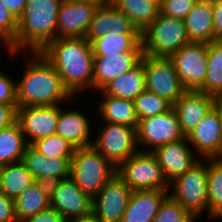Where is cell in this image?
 Instances as JSON below:
<instances>
[{
	"mask_svg": "<svg viewBox=\"0 0 222 222\" xmlns=\"http://www.w3.org/2000/svg\"><path fill=\"white\" fill-rule=\"evenodd\" d=\"M116 174L132 191L169 190L157 157L152 152L138 151L116 167Z\"/></svg>",
	"mask_w": 222,
	"mask_h": 222,
	"instance_id": "cell-7",
	"label": "cell"
},
{
	"mask_svg": "<svg viewBox=\"0 0 222 222\" xmlns=\"http://www.w3.org/2000/svg\"><path fill=\"white\" fill-rule=\"evenodd\" d=\"M29 55L26 54L28 59L23 76L16 81L18 107L63 105L72 101L74 97L43 54L31 52Z\"/></svg>",
	"mask_w": 222,
	"mask_h": 222,
	"instance_id": "cell-2",
	"label": "cell"
},
{
	"mask_svg": "<svg viewBox=\"0 0 222 222\" xmlns=\"http://www.w3.org/2000/svg\"><path fill=\"white\" fill-rule=\"evenodd\" d=\"M0 104H17L16 81L0 70Z\"/></svg>",
	"mask_w": 222,
	"mask_h": 222,
	"instance_id": "cell-39",
	"label": "cell"
},
{
	"mask_svg": "<svg viewBox=\"0 0 222 222\" xmlns=\"http://www.w3.org/2000/svg\"><path fill=\"white\" fill-rule=\"evenodd\" d=\"M72 157L47 158L31 145H27L21 162L36 181L46 184L70 177Z\"/></svg>",
	"mask_w": 222,
	"mask_h": 222,
	"instance_id": "cell-19",
	"label": "cell"
},
{
	"mask_svg": "<svg viewBox=\"0 0 222 222\" xmlns=\"http://www.w3.org/2000/svg\"><path fill=\"white\" fill-rule=\"evenodd\" d=\"M214 107V97L198 90H186L172 108L186 137Z\"/></svg>",
	"mask_w": 222,
	"mask_h": 222,
	"instance_id": "cell-20",
	"label": "cell"
},
{
	"mask_svg": "<svg viewBox=\"0 0 222 222\" xmlns=\"http://www.w3.org/2000/svg\"><path fill=\"white\" fill-rule=\"evenodd\" d=\"M169 191V195L195 218L199 220L204 212L208 218L206 158L170 182Z\"/></svg>",
	"mask_w": 222,
	"mask_h": 222,
	"instance_id": "cell-6",
	"label": "cell"
},
{
	"mask_svg": "<svg viewBox=\"0 0 222 222\" xmlns=\"http://www.w3.org/2000/svg\"><path fill=\"white\" fill-rule=\"evenodd\" d=\"M105 1H65L58 10L57 39L85 37L99 5Z\"/></svg>",
	"mask_w": 222,
	"mask_h": 222,
	"instance_id": "cell-14",
	"label": "cell"
},
{
	"mask_svg": "<svg viewBox=\"0 0 222 222\" xmlns=\"http://www.w3.org/2000/svg\"><path fill=\"white\" fill-rule=\"evenodd\" d=\"M73 222H102V221L96 218L93 214H91L89 216L73 220Z\"/></svg>",
	"mask_w": 222,
	"mask_h": 222,
	"instance_id": "cell-45",
	"label": "cell"
},
{
	"mask_svg": "<svg viewBox=\"0 0 222 222\" xmlns=\"http://www.w3.org/2000/svg\"><path fill=\"white\" fill-rule=\"evenodd\" d=\"M141 61L144 64L146 90L173 106L186 89L178 78L172 59L142 54Z\"/></svg>",
	"mask_w": 222,
	"mask_h": 222,
	"instance_id": "cell-9",
	"label": "cell"
},
{
	"mask_svg": "<svg viewBox=\"0 0 222 222\" xmlns=\"http://www.w3.org/2000/svg\"><path fill=\"white\" fill-rule=\"evenodd\" d=\"M31 146L47 158L73 157L76 149L66 139L57 134L38 139Z\"/></svg>",
	"mask_w": 222,
	"mask_h": 222,
	"instance_id": "cell-35",
	"label": "cell"
},
{
	"mask_svg": "<svg viewBox=\"0 0 222 222\" xmlns=\"http://www.w3.org/2000/svg\"><path fill=\"white\" fill-rule=\"evenodd\" d=\"M16 34L17 19L5 8L0 0V48L7 50L10 57L23 54V52H15Z\"/></svg>",
	"mask_w": 222,
	"mask_h": 222,
	"instance_id": "cell-36",
	"label": "cell"
},
{
	"mask_svg": "<svg viewBox=\"0 0 222 222\" xmlns=\"http://www.w3.org/2000/svg\"><path fill=\"white\" fill-rule=\"evenodd\" d=\"M207 75L198 91L216 97L222 94V40L208 43Z\"/></svg>",
	"mask_w": 222,
	"mask_h": 222,
	"instance_id": "cell-33",
	"label": "cell"
},
{
	"mask_svg": "<svg viewBox=\"0 0 222 222\" xmlns=\"http://www.w3.org/2000/svg\"><path fill=\"white\" fill-rule=\"evenodd\" d=\"M142 53L154 57H171L188 44L185 22L159 14L141 33Z\"/></svg>",
	"mask_w": 222,
	"mask_h": 222,
	"instance_id": "cell-5",
	"label": "cell"
},
{
	"mask_svg": "<svg viewBox=\"0 0 222 222\" xmlns=\"http://www.w3.org/2000/svg\"><path fill=\"white\" fill-rule=\"evenodd\" d=\"M17 222H23L50 207L49 184L35 181L14 199Z\"/></svg>",
	"mask_w": 222,
	"mask_h": 222,
	"instance_id": "cell-26",
	"label": "cell"
},
{
	"mask_svg": "<svg viewBox=\"0 0 222 222\" xmlns=\"http://www.w3.org/2000/svg\"><path fill=\"white\" fill-rule=\"evenodd\" d=\"M98 128L92 146L115 167L139 151L136 128L109 122Z\"/></svg>",
	"mask_w": 222,
	"mask_h": 222,
	"instance_id": "cell-8",
	"label": "cell"
},
{
	"mask_svg": "<svg viewBox=\"0 0 222 222\" xmlns=\"http://www.w3.org/2000/svg\"><path fill=\"white\" fill-rule=\"evenodd\" d=\"M214 106L219 111L222 117V94L214 97Z\"/></svg>",
	"mask_w": 222,
	"mask_h": 222,
	"instance_id": "cell-46",
	"label": "cell"
},
{
	"mask_svg": "<svg viewBox=\"0 0 222 222\" xmlns=\"http://www.w3.org/2000/svg\"><path fill=\"white\" fill-rule=\"evenodd\" d=\"M27 145L17 121L0 129V166L20 162Z\"/></svg>",
	"mask_w": 222,
	"mask_h": 222,
	"instance_id": "cell-32",
	"label": "cell"
},
{
	"mask_svg": "<svg viewBox=\"0 0 222 222\" xmlns=\"http://www.w3.org/2000/svg\"><path fill=\"white\" fill-rule=\"evenodd\" d=\"M190 42L210 43L214 41L212 0H198L184 19Z\"/></svg>",
	"mask_w": 222,
	"mask_h": 222,
	"instance_id": "cell-24",
	"label": "cell"
},
{
	"mask_svg": "<svg viewBox=\"0 0 222 222\" xmlns=\"http://www.w3.org/2000/svg\"><path fill=\"white\" fill-rule=\"evenodd\" d=\"M5 8L18 20L25 9L27 0H1Z\"/></svg>",
	"mask_w": 222,
	"mask_h": 222,
	"instance_id": "cell-44",
	"label": "cell"
},
{
	"mask_svg": "<svg viewBox=\"0 0 222 222\" xmlns=\"http://www.w3.org/2000/svg\"><path fill=\"white\" fill-rule=\"evenodd\" d=\"M97 92L100 93V98H102L96 104L98 105L96 111L101 117V123L109 122L137 128L138 118L133 100L113 97L107 95L103 90Z\"/></svg>",
	"mask_w": 222,
	"mask_h": 222,
	"instance_id": "cell-25",
	"label": "cell"
},
{
	"mask_svg": "<svg viewBox=\"0 0 222 222\" xmlns=\"http://www.w3.org/2000/svg\"><path fill=\"white\" fill-rule=\"evenodd\" d=\"M214 41L222 40V0H212Z\"/></svg>",
	"mask_w": 222,
	"mask_h": 222,
	"instance_id": "cell-43",
	"label": "cell"
},
{
	"mask_svg": "<svg viewBox=\"0 0 222 222\" xmlns=\"http://www.w3.org/2000/svg\"><path fill=\"white\" fill-rule=\"evenodd\" d=\"M208 219H222V158H206Z\"/></svg>",
	"mask_w": 222,
	"mask_h": 222,
	"instance_id": "cell-30",
	"label": "cell"
},
{
	"mask_svg": "<svg viewBox=\"0 0 222 222\" xmlns=\"http://www.w3.org/2000/svg\"><path fill=\"white\" fill-rule=\"evenodd\" d=\"M136 134L138 149L143 152H152L161 145L176 142L185 137L173 108L163 114L140 119Z\"/></svg>",
	"mask_w": 222,
	"mask_h": 222,
	"instance_id": "cell-10",
	"label": "cell"
},
{
	"mask_svg": "<svg viewBox=\"0 0 222 222\" xmlns=\"http://www.w3.org/2000/svg\"><path fill=\"white\" fill-rule=\"evenodd\" d=\"M200 158H222V117L215 106L187 136Z\"/></svg>",
	"mask_w": 222,
	"mask_h": 222,
	"instance_id": "cell-16",
	"label": "cell"
},
{
	"mask_svg": "<svg viewBox=\"0 0 222 222\" xmlns=\"http://www.w3.org/2000/svg\"><path fill=\"white\" fill-rule=\"evenodd\" d=\"M152 153L157 157L163 175L168 183L184 174L201 158L194 152L187 137L157 147Z\"/></svg>",
	"mask_w": 222,
	"mask_h": 222,
	"instance_id": "cell-17",
	"label": "cell"
},
{
	"mask_svg": "<svg viewBox=\"0 0 222 222\" xmlns=\"http://www.w3.org/2000/svg\"><path fill=\"white\" fill-rule=\"evenodd\" d=\"M65 1H106V0H65Z\"/></svg>",
	"mask_w": 222,
	"mask_h": 222,
	"instance_id": "cell-47",
	"label": "cell"
},
{
	"mask_svg": "<svg viewBox=\"0 0 222 222\" xmlns=\"http://www.w3.org/2000/svg\"><path fill=\"white\" fill-rule=\"evenodd\" d=\"M189 211L168 195L160 205L153 222H197Z\"/></svg>",
	"mask_w": 222,
	"mask_h": 222,
	"instance_id": "cell-37",
	"label": "cell"
},
{
	"mask_svg": "<svg viewBox=\"0 0 222 222\" xmlns=\"http://www.w3.org/2000/svg\"><path fill=\"white\" fill-rule=\"evenodd\" d=\"M132 190L115 174L92 198V214L102 222H121Z\"/></svg>",
	"mask_w": 222,
	"mask_h": 222,
	"instance_id": "cell-13",
	"label": "cell"
},
{
	"mask_svg": "<svg viewBox=\"0 0 222 222\" xmlns=\"http://www.w3.org/2000/svg\"><path fill=\"white\" fill-rule=\"evenodd\" d=\"M169 190L132 191L121 222H153Z\"/></svg>",
	"mask_w": 222,
	"mask_h": 222,
	"instance_id": "cell-23",
	"label": "cell"
},
{
	"mask_svg": "<svg viewBox=\"0 0 222 222\" xmlns=\"http://www.w3.org/2000/svg\"><path fill=\"white\" fill-rule=\"evenodd\" d=\"M133 101L138 121L143 118L163 114L172 108V105L165 99L146 89Z\"/></svg>",
	"mask_w": 222,
	"mask_h": 222,
	"instance_id": "cell-34",
	"label": "cell"
},
{
	"mask_svg": "<svg viewBox=\"0 0 222 222\" xmlns=\"http://www.w3.org/2000/svg\"><path fill=\"white\" fill-rule=\"evenodd\" d=\"M116 174V167L92 145L76 148L70 178L92 198Z\"/></svg>",
	"mask_w": 222,
	"mask_h": 222,
	"instance_id": "cell-4",
	"label": "cell"
},
{
	"mask_svg": "<svg viewBox=\"0 0 222 222\" xmlns=\"http://www.w3.org/2000/svg\"><path fill=\"white\" fill-rule=\"evenodd\" d=\"M50 207L66 221L92 214V197L81 190L69 177L49 184Z\"/></svg>",
	"mask_w": 222,
	"mask_h": 222,
	"instance_id": "cell-11",
	"label": "cell"
},
{
	"mask_svg": "<svg viewBox=\"0 0 222 222\" xmlns=\"http://www.w3.org/2000/svg\"><path fill=\"white\" fill-rule=\"evenodd\" d=\"M0 222H17L14 199L0 192Z\"/></svg>",
	"mask_w": 222,
	"mask_h": 222,
	"instance_id": "cell-40",
	"label": "cell"
},
{
	"mask_svg": "<svg viewBox=\"0 0 222 222\" xmlns=\"http://www.w3.org/2000/svg\"><path fill=\"white\" fill-rule=\"evenodd\" d=\"M40 52L56 69L74 99L85 91H93L94 54L85 37L58 38Z\"/></svg>",
	"mask_w": 222,
	"mask_h": 222,
	"instance_id": "cell-1",
	"label": "cell"
},
{
	"mask_svg": "<svg viewBox=\"0 0 222 222\" xmlns=\"http://www.w3.org/2000/svg\"><path fill=\"white\" fill-rule=\"evenodd\" d=\"M145 89L144 64L140 61L131 70L110 81L102 90L113 97L134 100Z\"/></svg>",
	"mask_w": 222,
	"mask_h": 222,
	"instance_id": "cell-27",
	"label": "cell"
},
{
	"mask_svg": "<svg viewBox=\"0 0 222 222\" xmlns=\"http://www.w3.org/2000/svg\"><path fill=\"white\" fill-rule=\"evenodd\" d=\"M141 33L160 14V0H110Z\"/></svg>",
	"mask_w": 222,
	"mask_h": 222,
	"instance_id": "cell-28",
	"label": "cell"
},
{
	"mask_svg": "<svg viewBox=\"0 0 222 222\" xmlns=\"http://www.w3.org/2000/svg\"><path fill=\"white\" fill-rule=\"evenodd\" d=\"M23 222H66V220L56 210L49 207L27 218Z\"/></svg>",
	"mask_w": 222,
	"mask_h": 222,
	"instance_id": "cell-42",
	"label": "cell"
},
{
	"mask_svg": "<svg viewBox=\"0 0 222 222\" xmlns=\"http://www.w3.org/2000/svg\"><path fill=\"white\" fill-rule=\"evenodd\" d=\"M58 119L59 105L17 108V122L28 145L56 134Z\"/></svg>",
	"mask_w": 222,
	"mask_h": 222,
	"instance_id": "cell-15",
	"label": "cell"
},
{
	"mask_svg": "<svg viewBox=\"0 0 222 222\" xmlns=\"http://www.w3.org/2000/svg\"><path fill=\"white\" fill-rule=\"evenodd\" d=\"M59 105V119L56 134L66 139L75 148L91 146L93 131L90 120L83 110L68 109Z\"/></svg>",
	"mask_w": 222,
	"mask_h": 222,
	"instance_id": "cell-22",
	"label": "cell"
},
{
	"mask_svg": "<svg viewBox=\"0 0 222 222\" xmlns=\"http://www.w3.org/2000/svg\"><path fill=\"white\" fill-rule=\"evenodd\" d=\"M94 56H110L123 52H142L141 34H108L92 43Z\"/></svg>",
	"mask_w": 222,
	"mask_h": 222,
	"instance_id": "cell-29",
	"label": "cell"
},
{
	"mask_svg": "<svg viewBox=\"0 0 222 222\" xmlns=\"http://www.w3.org/2000/svg\"><path fill=\"white\" fill-rule=\"evenodd\" d=\"M62 0H27L17 20L15 52H40L57 39L58 10ZM27 51V52H26Z\"/></svg>",
	"mask_w": 222,
	"mask_h": 222,
	"instance_id": "cell-3",
	"label": "cell"
},
{
	"mask_svg": "<svg viewBox=\"0 0 222 222\" xmlns=\"http://www.w3.org/2000/svg\"><path fill=\"white\" fill-rule=\"evenodd\" d=\"M18 104H0V129L17 121Z\"/></svg>",
	"mask_w": 222,
	"mask_h": 222,
	"instance_id": "cell-41",
	"label": "cell"
},
{
	"mask_svg": "<svg viewBox=\"0 0 222 222\" xmlns=\"http://www.w3.org/2000/svg\"><path fill=\"white\" fill-rule=\"evenodd\" d=\"M198 0H160V13L184 20Z\"/></svg>",
	"mask_w": 222,
	"mask_h": 222,
	"instance_id": "cell-38",
	"label": "cell"
},
{
	"mask_svg": "<svg viewBox=\"0 0 222 222\" xmlns=\"http://www.w3.org/2000/svg\"><path fill=\"white\" fill-rule=\"evenodd\" d=\"M207 47L208 43L189 42L170 57L186 90H198L205 82Z\"/></svg>",
	"mask_w": 222,
	"mask_h": 222,
	"instance_id": "cell-12",
	"label": "cell"
},
{
	"mask_svg": "<svg viewBox=\"0 0 222 222\" xmlns=\"http://www.w3.org/2000/svg\"><path fill=\"white\" fill-rule=\"evenodd\" d=\"M141 34L131 20L118 10L111 1L101 3L90 22L85 38L92 43L108 34Z\"/></svg>",
	"mask_w": 222,
	"mask_h": 222,
	"instance_id": "cell-18",
	"label": "cell"
},
{
	"mask_svg": "<svg viewBox=\"0 0 222 222\" xmlns=\"http://www.w3.org/2000/svg\"><path fill=\"white\" fill-rule=\"evenodd\" d=\"M36 180L20 161L0 167V192L15 199Z\"/></svg>",
	"mask_w": 222,
	"mask_h": 222,
	"instance_id": "cell-31",
	"label": "cell"
},
{
	"mask_svg": "<svg viewBox=\"0 0 222 222\" xmlns=\"http://www.w3.org/2000/svg\"><path fill=\"white\" fill-rule=\"evenodd\" d=\"M142 52H123L110 56H94L93 90H102L118 75L135 67L142 57Z\"/></svg>",
	"mask_w": 222,
	"mask_h": 222,
	"instance_id": "cell-21",
	"label": "cell"
}]
</instances>
